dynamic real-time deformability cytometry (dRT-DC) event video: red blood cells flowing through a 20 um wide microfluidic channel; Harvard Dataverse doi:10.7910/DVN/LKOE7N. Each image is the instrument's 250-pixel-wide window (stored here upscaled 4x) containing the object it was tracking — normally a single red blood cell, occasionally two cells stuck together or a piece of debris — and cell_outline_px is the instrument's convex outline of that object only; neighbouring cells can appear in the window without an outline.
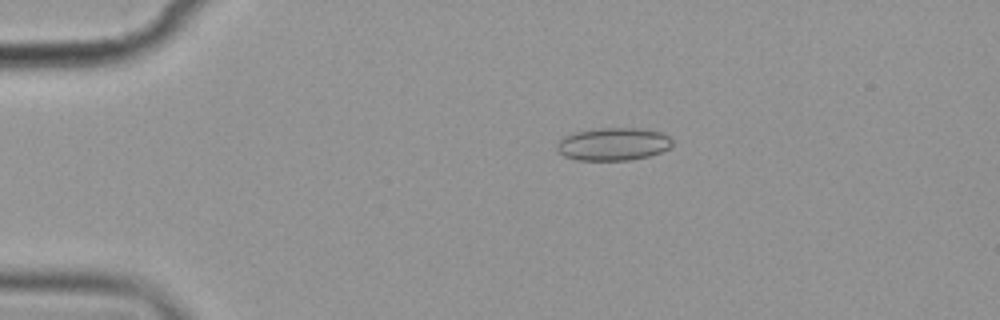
{"species": "common noctule bat (a hibernating species)", "species_latin": "Nyctalus noctula", "temperature_condition": "cold", "stored_images_in_passage": 9, "camera_frame_rate_fps": 3000, "um_per_image_px": 0.085, "animal": {"sex": "female", "body_mass_g": 19.9}, "frame": {"image": 1, "passage_image": 2, "time_ms": 1.0, "image_size_px": [1000, 320], "cell_outline_px": [[672, 144], [668, 148], [660, 152], [648, 156], [628, 160], [576, 160], [564, 156], [556, 148], [556, 144], [564, 136], [576, 132], [600, 128], [640, 128], [660, 132], [668, 136], [672, 140]], "centroid_in_image_um": [52.11, 12.25], "position_along_channel_um": 32.9, "area_um2": 21.91}}
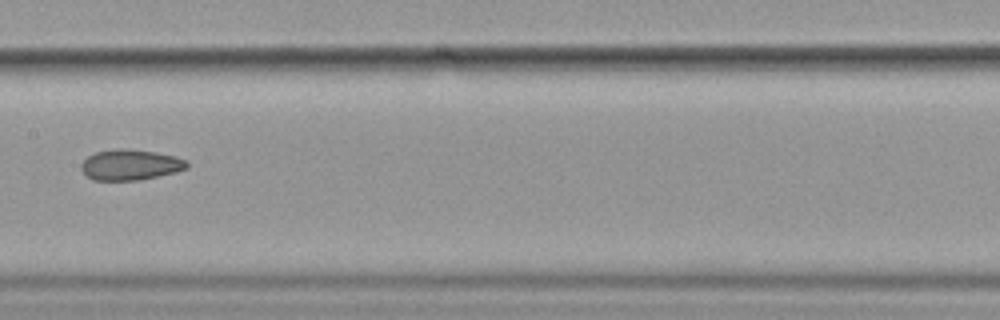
{"frame": {"image": 2, "passage_image": 7, "time_ms": 7.0, "image_size_px": [1000, 320], "cell_outline_px": [[188, 168], [176, 172], [140, 180], [92, 180], [80, 168], [80, 164], [88, 156], [96, 152], [116, 148], [128, 148], [176, 156], [188, 160]], "centroid_in_image_um": [11.09, 14.0], "position_along_channel_um": 196.3, "area_um2": 18.96}}
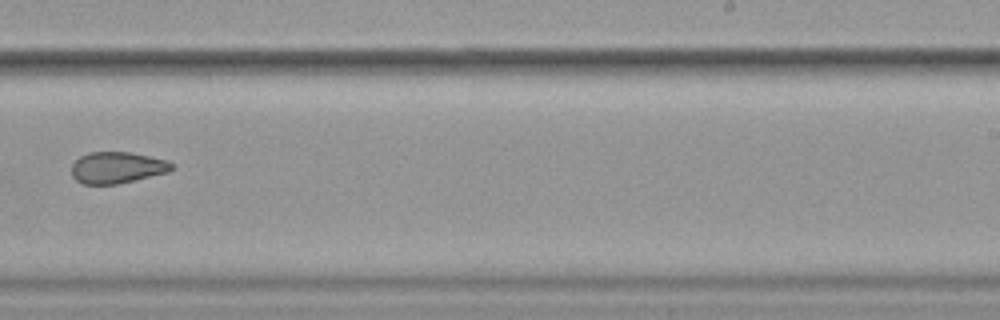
{"frame": {"image": 3, "passage_image": 9, "time_ms": 9.333, "image_size_px": [1000, 320], "cell_outline_px": [[172, 168], [168, 172], [116, 184], [84, 184], [76, 180], [72, 176], [72, 164], [80, 156], [88, 152], [132, 152], [168, 160], [172, 164]], "centroid_in_image_um": [9.93, 14.23], "position_along_channel_um": 279.1, "area_um2": 18.26}}